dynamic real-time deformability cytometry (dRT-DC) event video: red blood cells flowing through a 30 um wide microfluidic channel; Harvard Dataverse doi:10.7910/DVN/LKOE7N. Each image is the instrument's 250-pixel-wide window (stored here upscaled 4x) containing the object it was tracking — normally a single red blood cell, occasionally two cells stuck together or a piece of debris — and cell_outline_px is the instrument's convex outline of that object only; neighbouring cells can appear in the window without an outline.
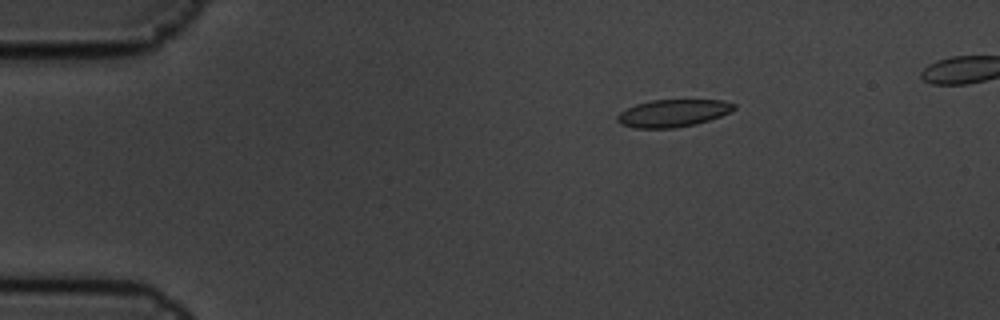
{"species": "common noctule bat (a hibernating species)", "species_latin": "Nyctalus noctula", "temperature_condition": "cold", "stored_images_in_passage": 6, "camera_frame_rate_fps": 3000, "um_per_image_px": 0.085, "animal": {"sex": "male", "body_mass_g": 19.5, "forearm_length_mm": 54.6}, "frame": {"image": 1, "passage_image": 3, "time_ms": 0.667, "image_size_px": [1000, 320], "cell_outline_px": [[736, 108], [720, 116], [696, 124], [676, 128], [636, 128], [620, 124], [616, 120], [616, 116], [620, 112], [636, 104], [652, 100], [724, 100], [736, 104]], "centroid_in_image_um": [57.19, 9.62], "position_along_channel_um": 27.8, "area_um2": 18.61}}